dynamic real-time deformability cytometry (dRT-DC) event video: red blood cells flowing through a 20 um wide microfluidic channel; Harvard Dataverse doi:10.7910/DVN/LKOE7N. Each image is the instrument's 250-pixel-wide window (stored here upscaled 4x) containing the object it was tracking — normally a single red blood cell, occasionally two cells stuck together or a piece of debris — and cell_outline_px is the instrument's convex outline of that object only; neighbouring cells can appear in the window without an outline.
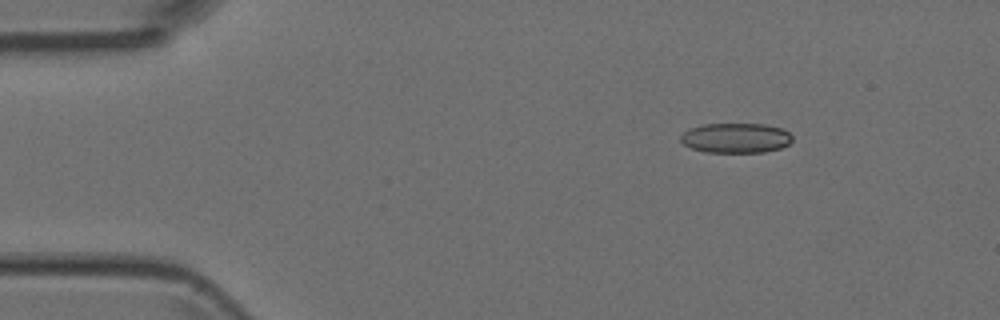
{"species": "Egyptian fruit bat (a non-hibernating species)", "species_latin": "Rousettus aegyptiacus", "temperature_condition": "room temperature", "stored_images_in_passage": 5, "camera_frame_rate_fps": 3000, "um_per_image_px": 0.085, "animal": {"sex": "female"}, "frame": {"image": 1, "passage_image": 2, "time_ms": 0.333, "image_size_px": [1000, 320], "cell_outline_px": [[792, 140], [788, 144], [780, 148], [764, 152], [704, 152], [692, 148], [684, 144], [680, 140], [680, 136], [684, 132], [692, 128], [704, 124], [764, 124], [780, 128], [788, 132], [792, 136]], "centroid_in_image_um": [62.54, 11.73], "position_along_channel_um": 22.5, "area_um2": 19.31}}
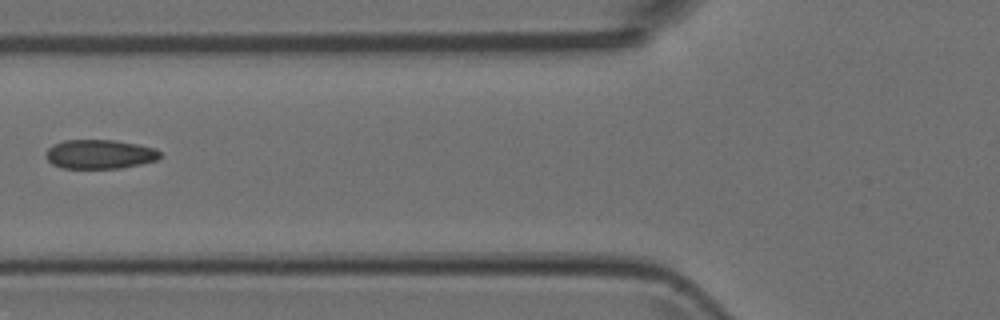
{"frame": {"image": 2, "passage_image": 5, "time_ms": 1.333, "image_size_px": [1000, 320], "cell_outline_px": [[160, 156], [156, 160], [140, 164], [120, 168], [64, 168], [52, 164], [44, 156], [48, 148], [52, 144], [64, 140], [112, 140], [136, 144], [156, 148], [160, 152]], "centroid_in_image_um": [8.44, 13.1], "position_along_channel_um": 117.4, "area_um2": 19.36}}